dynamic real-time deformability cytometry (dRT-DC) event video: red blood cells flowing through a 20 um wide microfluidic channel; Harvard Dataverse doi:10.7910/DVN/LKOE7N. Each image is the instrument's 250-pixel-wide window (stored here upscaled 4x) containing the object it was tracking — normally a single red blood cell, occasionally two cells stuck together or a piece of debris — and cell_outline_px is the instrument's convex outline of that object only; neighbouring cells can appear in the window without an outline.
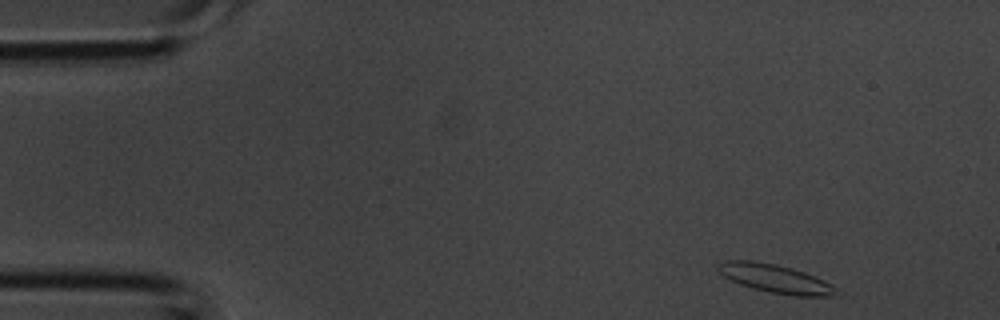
{"species": "common noctule bat (a hibernating species)", "species_latin": "Nyctalus noctula", "temperature_condition": "room temperature", "stored_images_in_passage": 35, "camera_frame_rate_fps": 3000, "um_per_image_px": 0.085, "animal": {"sex": "male", "body_mass_g": 20.1, "forearm_length_mm": 53.5}, "frame": {"image": 1, "passage_image": 1, "time_ms": 0.0, "image_size_px": [1000, 320], "cell_outline_px": [[840, 296], [796, 296], [772, 292], [752, 288], [740, 284], [724, 276], [716, 268], [716, 264], [728, 260], [752, 260], [776, 264], [792, 268], [804, 272], [824, 280], [840, 288]], "centroid_in_image_um": [65.98, 23.69], "position_along_channel_um": 19.0, "area_um2": 19.77}}
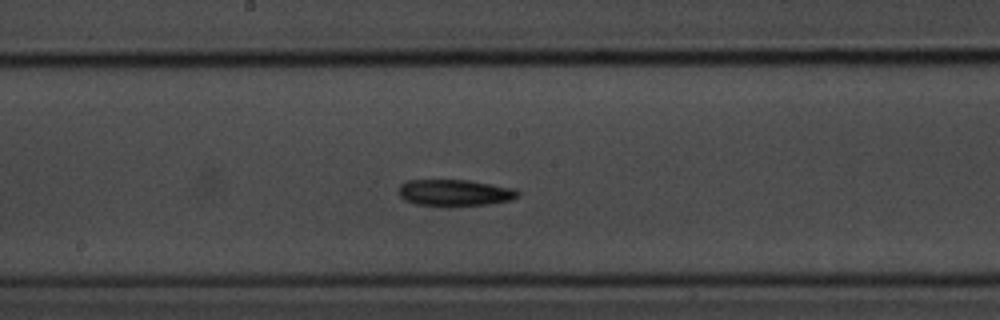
{"frame": {"image": 2, "passage_image": 17, "time_ms": 5.333, "image_size_px": [1000, 320], "cell_outline_px": [[520, 196], [512, 200], [492, 204], [448, 208], [416, 204], [404, 200], [400, 196], [400, 184], [404, 180], [468, 180], [516, 188], [520, 192]], "centroid_in_image_um": [38.7, 16.41], "position_along_channel_um": 209.5, "area_um2": 19.19}}
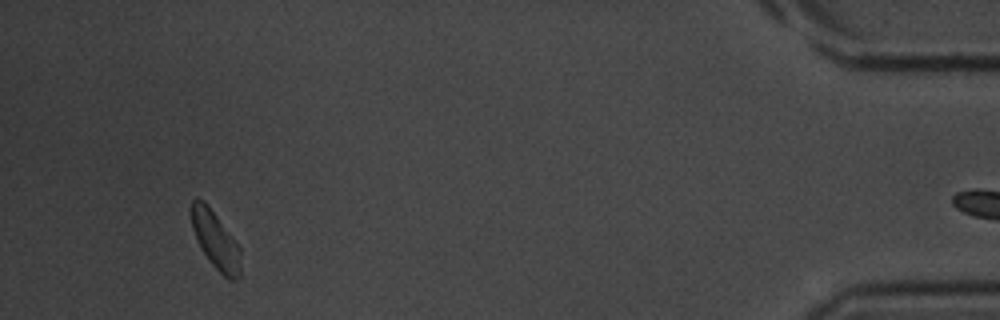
{"frame": {"image": 3, "passage_image": 33, "time_ms": 10.667, "image_size_px": [1000, 320], "cell_outline_px": [[240, 276], [236, 280], [228, 280], [208, 260], [192, 228], [188, 208], [192, 200], [200, 200], [208, 204], [232, 236], [240, 248]], "centroid_in_image_um": [18.3, 20.39], "position_along_channel_um": 416.9, "area_um2": 16.47}}